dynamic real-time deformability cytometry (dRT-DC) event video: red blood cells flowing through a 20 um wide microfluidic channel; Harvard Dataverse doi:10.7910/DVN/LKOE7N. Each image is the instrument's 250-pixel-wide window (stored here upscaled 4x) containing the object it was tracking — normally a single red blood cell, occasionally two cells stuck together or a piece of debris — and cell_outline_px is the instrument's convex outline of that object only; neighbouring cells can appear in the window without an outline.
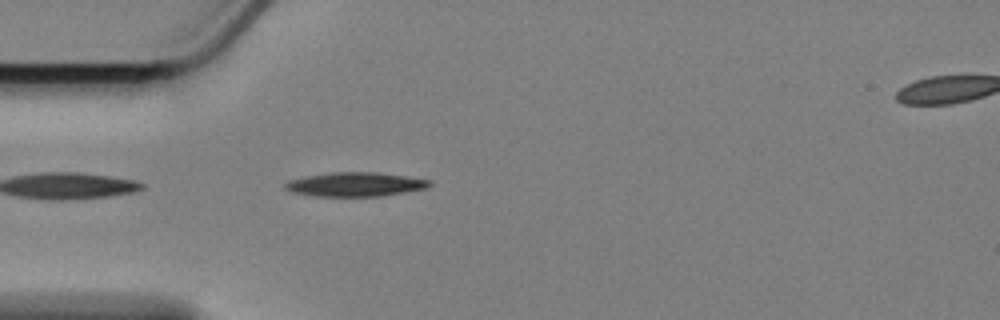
{"species": "Egyptian fruit bat (a non-hibernating species)", "species_latin": "Rousettus aegyptiacus", "temperature_condition": "cold", "stored_images_in_passage": 21, "camera_frame_rate_fps": 3000, "um_per_image_px": 0.085, "animal": {"sex": "female"}, "frame": {"image": 1, "passage_image": 2, "time_ms": 0.333, "image_size_px": [1000, 320], "cell_outline_px": [[432, 184], [424, 188], [404, 192], [380, 196], [316, 196], [292, 192], [284, 188], [284, 184], [288, 180], [308, 176], [332, 172], [376, 172], [404, 176], [428, 180]], "centroid_in_image_um": [30.14, 15.67], "position_along_channel_um": 54.9, "area_um2": 19.94}}
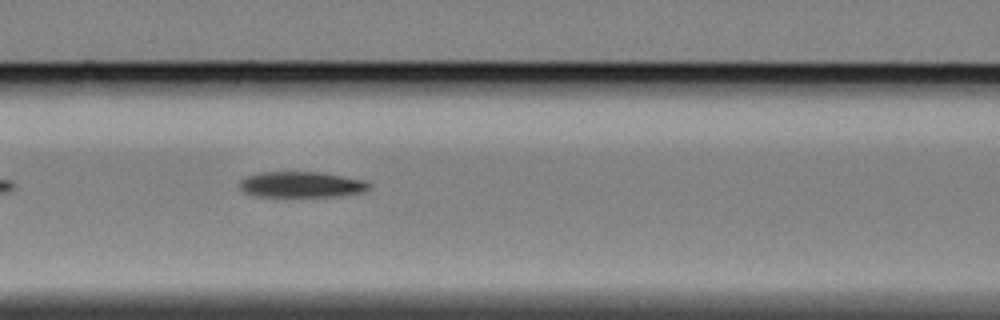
{"frame": {"image": 2, "passage_image": 10, "time_ms": 3.0, "image_size_px": [1000, 320], "cell_outline_px": [[372, 188], [364, 192], [336, 196], [256, 196], [244, 192], [240, 188], [240, 180], [244, 176], [260, 172], [320, 172], [368, 180], [372, 184]], "centroid_in_image_um": [25.67, 15.68], "position_along_channel_um": 140.9, "area_um2": 19.71}}
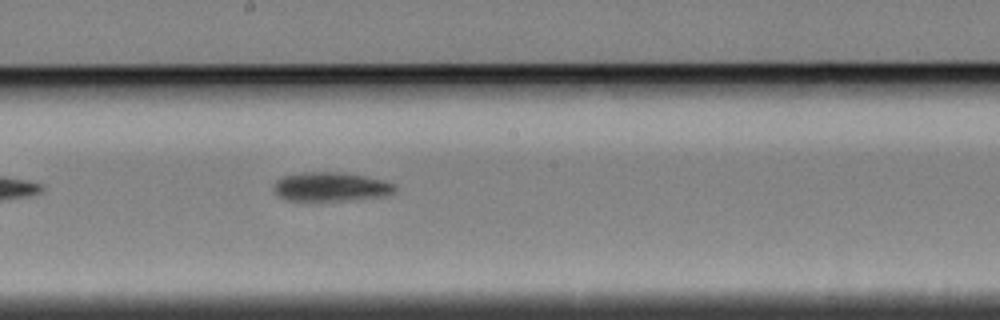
{"frame": {"image": 3, "passage_image": 17, "time_ms": 5.333, "image_size_px": [1000, 320], "cell_outline_px": [[396, 192], [388, 196], [352, 200], [308, 204], [284, 200], [272, 192], [272, 184], [276, 180], [284, 176], [304, 172], [336, 172], [364, 176], [396, 184]], "centroid_in_image_um": [28.03, 15.94], "position_along_channel_um": 220.2, "area_um2": 21.68}}